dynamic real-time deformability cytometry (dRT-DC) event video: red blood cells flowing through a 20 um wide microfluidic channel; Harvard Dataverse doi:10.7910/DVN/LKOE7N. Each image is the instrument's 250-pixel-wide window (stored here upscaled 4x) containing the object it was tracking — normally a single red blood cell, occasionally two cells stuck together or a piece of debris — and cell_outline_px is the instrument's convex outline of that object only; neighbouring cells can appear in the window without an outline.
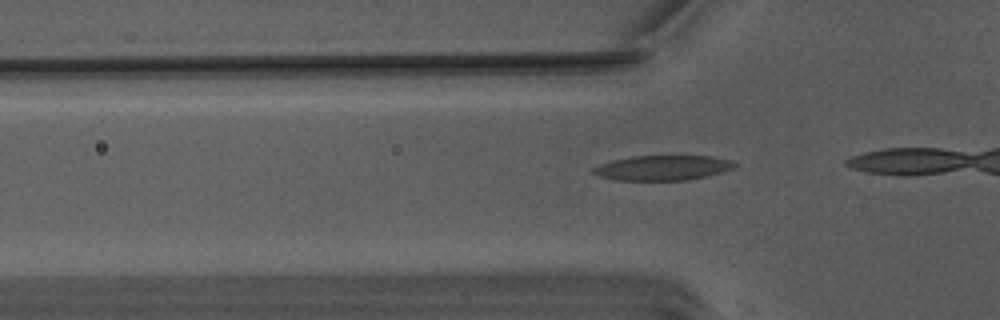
{"species": "Egyptian fruit bat (a non-hibernating species)", "species_latin": "Rousettus aegyptiacus", "temperature_condition": "warm", "stored_images_in_passage": 7, "camera_frame_rate_fps": 3000, "um_per_image_px": 0.085, "animal": {"sex": "male"}, "frame": {"image": 1, "passage_image": 6, "time_ms": 1.667, "image_size_px": [1000, 320], "cell_outline_px": [[736, 164], [732, 168], [724, 172], [688, 180], [616, 180], [600, 176], [592, 172], [592, 168], [600, 164], [612, 160], [632, 156], [708, 156], [728, 160]], "centroid_in_image_um": [56.29, 14.27], "position_along_channel_um": 69.5, "area_um2": 20.35}}